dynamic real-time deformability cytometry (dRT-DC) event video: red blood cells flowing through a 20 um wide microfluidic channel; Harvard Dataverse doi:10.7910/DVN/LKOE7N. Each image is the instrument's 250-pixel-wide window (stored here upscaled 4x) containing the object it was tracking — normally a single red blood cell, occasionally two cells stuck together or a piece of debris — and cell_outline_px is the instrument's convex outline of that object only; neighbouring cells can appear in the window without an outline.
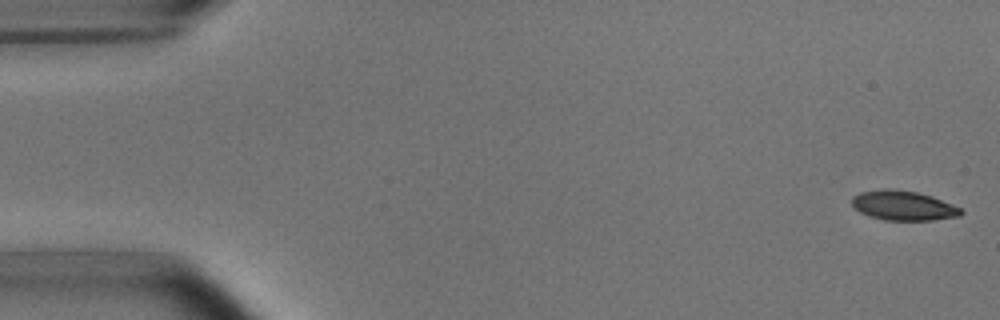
{"species": "common noctule bat (a hibernating species)", "species_latin": "Nyctalus noctula", "temperature_condition": "room temperature", "stored_images_in_passage": 6, "segment_of_instrument_passage": [1, 2], "camera_frame_rate_fps": 3000, "um_per_image_px": 0.085, "animal": {"sex": "male", "body_mass_g": 15.6}, "frame": {"image": 1, "passage_image": 1, "time_ms": 0.0, "image_size_px": [1000, 320], "cell_outline_px": [[964, 212], [960, 216], [932, 220], [884, 220], [868, 216], [860, 212], [852, 204], [852, 196], [860, 192], [916, 192], [932, 196], [960, 208]], "centroid_in_image_um": [76.82, 17.53], "position_along_channel_um": 8.2, "area_um2": 17.92}}
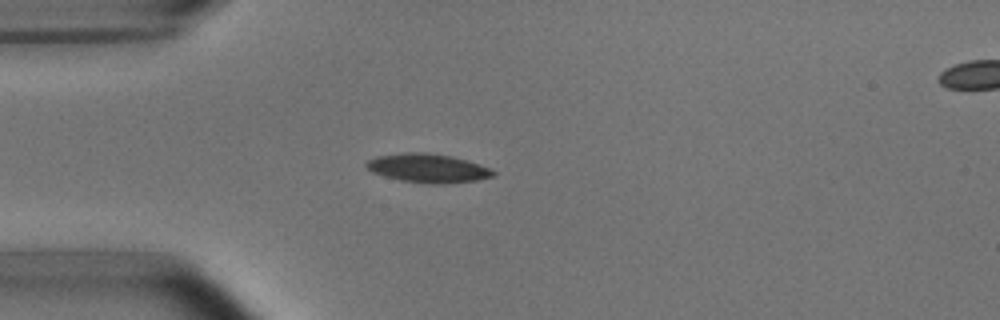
{"frame": {"image": 2, "passage_image": 5, "time_ms": 4.333, "image_size_px": [1000, 320], "cell_outline_px": [[496, 172], [492, 176], [476, 180], [440, 184], [432, 184], [400, 180], [384, 176], [372, 172], [364, 164], [368, 160], [376, 156], [404, 152], [428, 152], [452, 156], [488, 168]], "centroid_in_image_um": [36.3, 14.28], "position_along_channel_um": 48.7, "area_um2": 21.04}}